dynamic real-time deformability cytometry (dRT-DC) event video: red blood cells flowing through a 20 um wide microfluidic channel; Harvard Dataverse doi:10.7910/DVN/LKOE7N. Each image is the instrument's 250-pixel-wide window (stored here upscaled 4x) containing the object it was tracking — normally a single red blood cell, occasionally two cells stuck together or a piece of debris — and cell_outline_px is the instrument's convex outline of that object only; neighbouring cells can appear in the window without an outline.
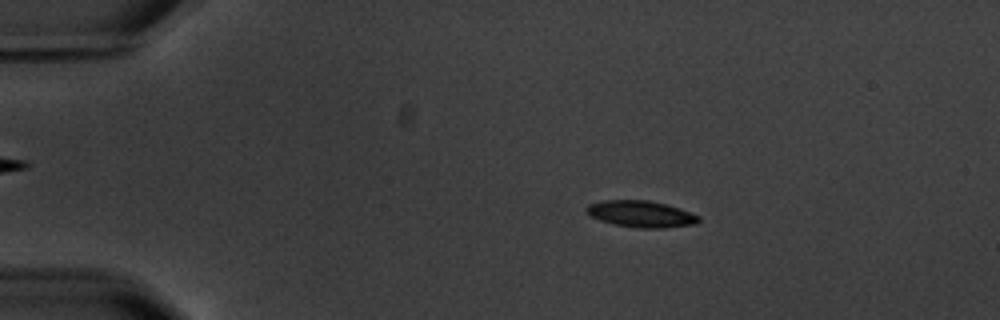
{"species": "common noctule bat (a hibernating species)", "species_latin": "Nyctalus noctula", "temperature_condition": "warm", "stored_images_in_passage": 4, "camera_frame_rate_fps": 3000, "um_per_image_px": 0.085, "animal": {"sex": "male", "body_mass_g": 20.1, "forearm_length_mm": 53.5}, "frame": {"image": 1, "passage_image": 3, "time_ms": 2.333, "image_size_px": [1000, 320], "cell_outline_px": [[700, 220], [696, 224], [664, 228], [636, 228], [616, 224], [600, 220], [584, 212], [584, 208], [588, 204], [604, 200], [648, 200], [680, 208], [700, 216]], "centroid_in_image_um": [54.48, 18.19], "position_along_channel_um": 30.5, "area_um2": 17.4}}